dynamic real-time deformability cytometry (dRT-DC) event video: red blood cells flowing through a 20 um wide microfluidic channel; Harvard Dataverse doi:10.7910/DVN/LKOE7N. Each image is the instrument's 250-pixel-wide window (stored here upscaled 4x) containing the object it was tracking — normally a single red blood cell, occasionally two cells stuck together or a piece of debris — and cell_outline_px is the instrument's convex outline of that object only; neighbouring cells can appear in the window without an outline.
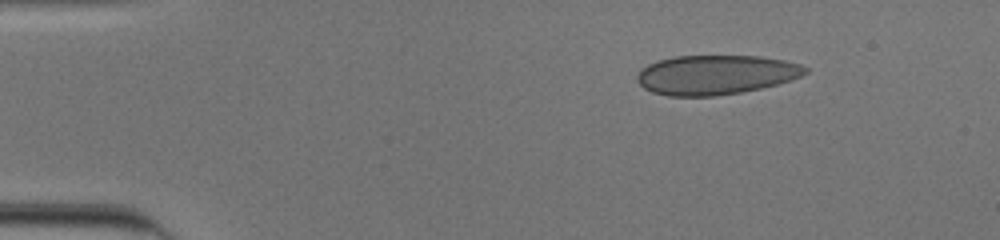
{"species": "human", "species_latin": "Homo sapiens", "temperature_condition": "cold", "stored_images_in_passage": 46, "camera_frame_rate_fps": 3000, "um_per_image_px": 0.085, "donor": {"sex": "male"}, "frame": {"image": 1, "passage_image": 1, "time_ms": 0.0, "image_size_px": [1000, 240], "cell_outline_px": [[808, 72], [800, 76], [776, 84], [760, 88], [740, 92], [716, 96], [668, 96], [652, 92], [644, 88], [636, 80], [636, 76], [640, 68], [648, 64], [660, 60], [676, 56], [760, 56], [784, 60], [800, 64], [808, 68]], "centroid_in_image_um": [60.8, 6.35], "position_along_channel_um": 24.2, "area_um2": 38.61}}
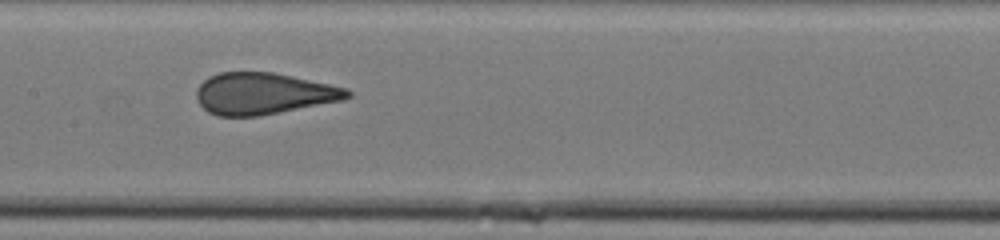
{"frame": {"image": 2, "passage_image": 20, "time_ms": 6.333, "image_size_px": [1000, 240], "cell_outline_px": [[352, 96], [340, 100], [260, 116], [216, 116], [208, 112], [200, 104], [196, 96], [196, 88], [208, 76], [220, 72], [272, 72], [292, 76], [348, 88], [352, 92]], "centroid_in_image_um": [22.37, 7.95], "position_along_channel_um": 185.0, "area_um2": 36.47}}
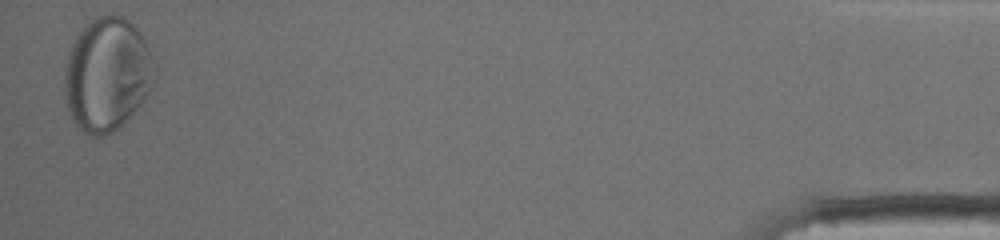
{"frame": {"image": 3, "passage_image": 45, "time_ms": 14.667, "image_size_px": [1000, 240], "cell_outline_px": [[156, 80], [152, 88], [144, 100], [124, 124], [112, 132], [100, 136], [92, 136], [84, 132], [72, 120], [68, 108], [64, 92], [64, 72], [68, 52], [76, 36], [96, 16], [108, 12], [124, 16], [140, 32], [156, 64]], "centroid_in_image_um": [9.13, 6.32], "position_along_channel_um": 426.1, "area_um2": 60.23}}